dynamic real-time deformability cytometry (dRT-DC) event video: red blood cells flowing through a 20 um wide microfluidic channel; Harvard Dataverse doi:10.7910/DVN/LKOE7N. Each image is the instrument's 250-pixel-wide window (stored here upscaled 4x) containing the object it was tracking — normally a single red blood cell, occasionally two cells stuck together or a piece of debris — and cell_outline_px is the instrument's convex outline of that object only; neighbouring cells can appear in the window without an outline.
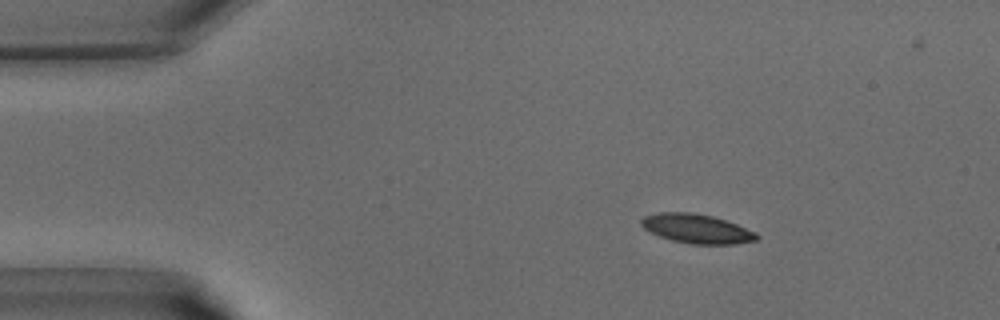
{"species": "common noctule bat (a hibernating species)", "species_latin": "Nyctalus noctula", "temperature_condition": "warm", "stored_images_in_passage": 35, "camera_frame_rate_fps": 3000, "um_per_image_px": 0.085, "animal": {"sex": "male", "body_mass_g": 15.6}, "frame": {"image": 1, "passage_image": 1, "time_ms": 0.0, "image_size_px": [1000, 320], "cell_outline_px": [[760, 236], [756, 240], [736, 244], [692, 244], [672, 240], [660, 236], [644, 228], [640, 224], [640, 220], [644, 216], [660, 212], [692, 212], [712, 216], [736, 224], [756, 232]], "centroid_in_image_um": [59.23, 19.44], "position_along_channel_um": 25.8, "area_um2": 19.54}}
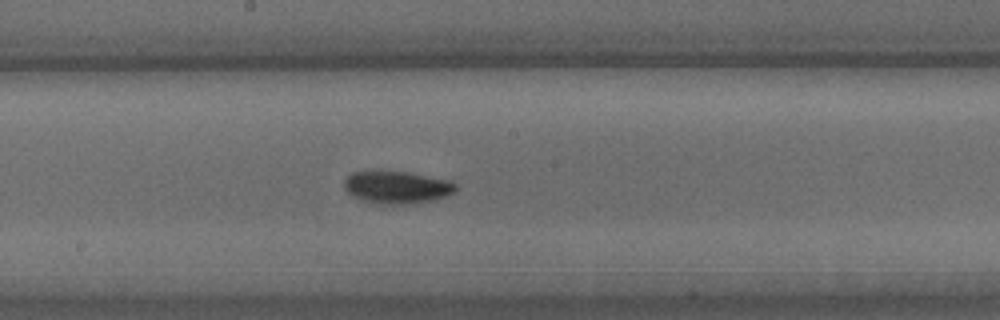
{"frame": {"image": 2, "passage_image": 16, "time_ms": 5.0, "image_size_px": [1000, 320], "cell_outline_px": [[456, 188], [452, 192], [436, 200], [404, 204], [380, 204], [364, 200], [352, 196], [344, 188], [344, 180], [352, 172], [404, 172], [452, 180], [456, 184]], "centroid_in_image_um": [33.74, 15.93], "position_along_channel_um": 214.5, "area_um2": 20.75}}
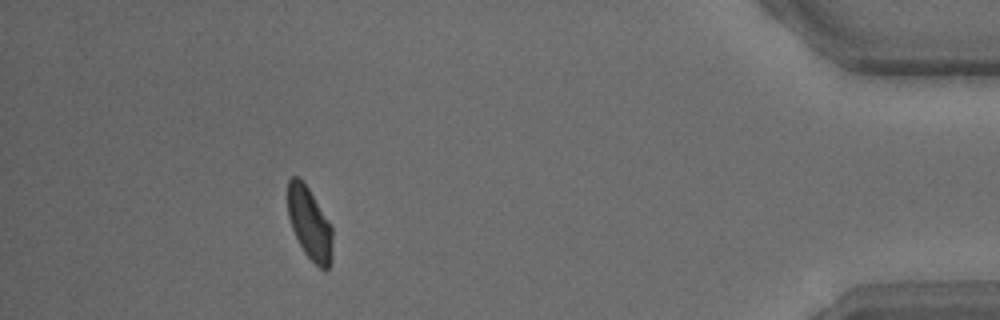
{"frame": {"image": 3, "passage_image": 31, "time_ms": 10.0, "image_size_px": [1000, 320], "cell_outline_px": [[332, 252], [328, 268], [324, 272], [304, 252], [292, 228], [288, 216], [288, 180], [292, 176], [296, 176], [308, 188], [328, 220], [332, 228]], "centroid_in_image_um": [26.31, 19.01], "position_along_channel_um": 408.9, "area_um2": 18.44}}